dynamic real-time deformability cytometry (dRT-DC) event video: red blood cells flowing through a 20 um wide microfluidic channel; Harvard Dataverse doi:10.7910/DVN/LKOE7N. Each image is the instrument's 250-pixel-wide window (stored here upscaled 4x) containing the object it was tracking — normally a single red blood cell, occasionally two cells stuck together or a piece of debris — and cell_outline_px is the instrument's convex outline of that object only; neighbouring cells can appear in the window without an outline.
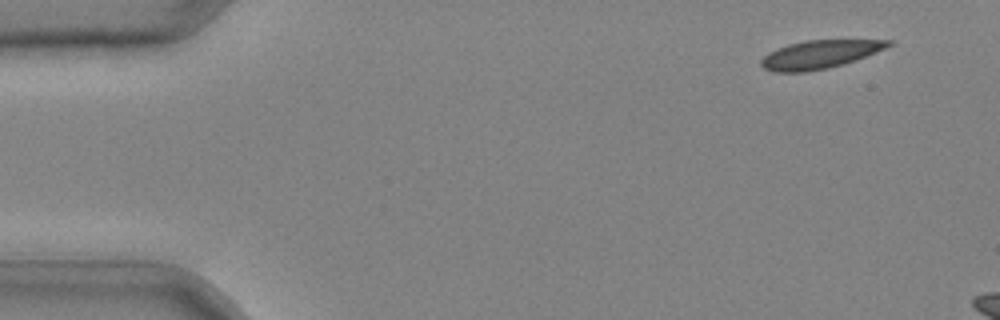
{"species": "common noctule bat (a hibernating species)", "species_latin": "Nyctalus noctula", "temperature_condition": "cold", "stored_images_in_passage": 6, "camera_frame_rate_fps": 3000, "um_per_image_px": 0.085, "animal": {"sex": "male", "body_mass_g": 20.4}, "frame": {"image": 1, "passage_image": 1, "time_ms": 0.0, "image_size_px": [1000, 320], "cell_outline_px": [[896, 40], [892, 44], [884, 48], [856, 60], [844, 64], [828, 68], [804, 72], [772, 72], [764, 68], [760, 64], [760, 60], [768, 52], [776, 48], [788, 44], [804, 40]], "centroid_in_image_um": [69.63, 4.62], "position_along_channel_um": 15.4, "area_um2": 20.98}}